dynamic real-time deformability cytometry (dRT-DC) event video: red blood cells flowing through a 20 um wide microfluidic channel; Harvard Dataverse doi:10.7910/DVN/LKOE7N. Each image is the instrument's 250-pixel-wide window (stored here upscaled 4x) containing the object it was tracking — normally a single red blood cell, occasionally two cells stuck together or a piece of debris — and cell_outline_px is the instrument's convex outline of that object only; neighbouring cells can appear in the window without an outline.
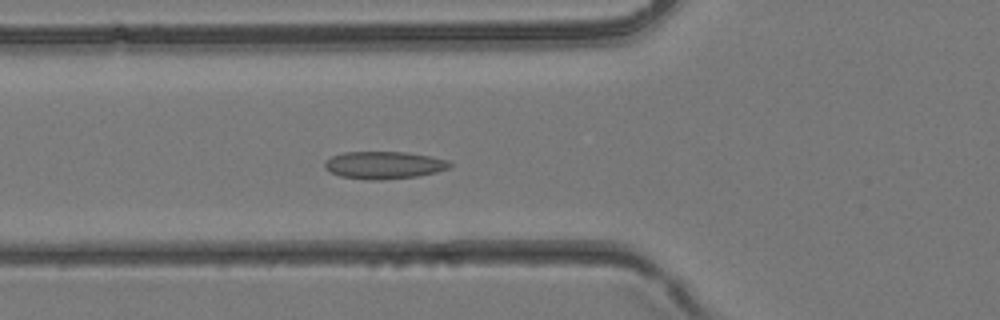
{"species": "common noctule bat (a hibernating species)", "species_latin": "Nyctalus noctula", "temperature_condition": "room temperature", "stored_images_in_passage": 40, "camera_frame_rate_fps": 3000, "um_per_image_px": 0.085, "animal": {"sex": "female", "body_mass_g": 24.6, "forearm_length_mm": 56.2}, "frame": {"image": 1, "passage_image": 15, "time_ms": 4.667, "image_size_px": [1000, 320], "cell_outline_px": [[452, 164], [448, 168], [436, 172], [416, 176], [380, 180], [368, 180], [340, 176], [324, 168], [324, 164], [332, 156], [344, 152], [408, 152], [432, 156], [448, 160]], "centroid_in_image_um": [32.66, 14.03], "position_along_channel_um": 93.1, "area_um2": 19.94}}
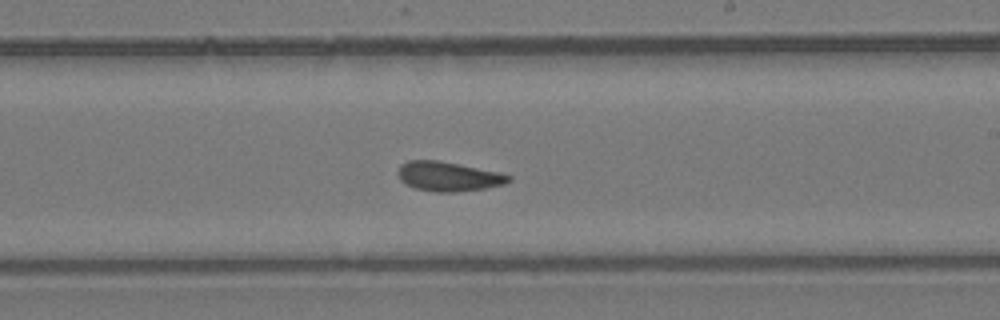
{"frame": {"image": 2, "passage_image": 24, "time_ms": 7.667, "image_size_px": [1000, 320], "cell_outline_px": [[512, 180], [504, 184], [484, 188], [456, 192], [436, 192], [416, 188], [400, 180], [396, 172], [400, 164], [408, 160], [436, 160], [500, 172], [512, 176]], "centroid_in_image_um": [38.1, 14.99], "position_along_channel_um": 250.9, "area_um2": 18.96}}
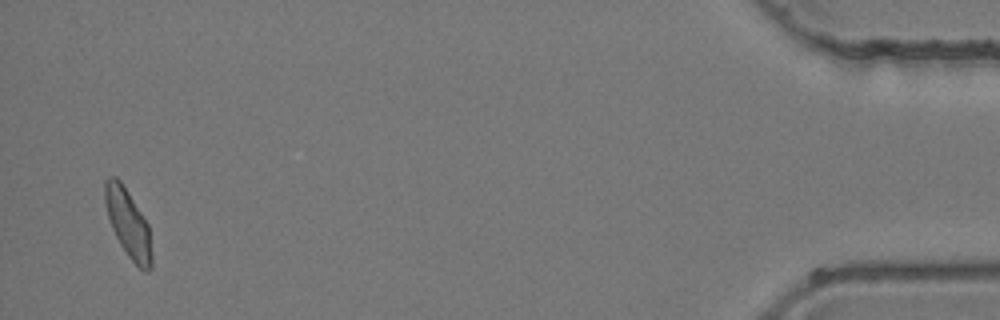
{"frame": {"image": 3, "passage_image": 39, "time_ms": 12.667, "image_size_px": [1000, 320], "cell_outline_px": [[152, 268], [148, 272], [144, 272], [128, 256], [120, 244], [112, 228], [108, 216], [104, 200], [104, 180], [108, 176], [116, 176], [120, 180], [128, 192], [148, 224], [152, 256]], "centroid_in_image_um": [10.88, 18.98], "position_along_channel_um": 424.3, "area_um2": 18.5}}